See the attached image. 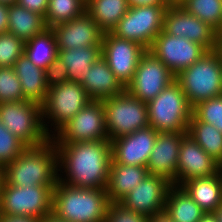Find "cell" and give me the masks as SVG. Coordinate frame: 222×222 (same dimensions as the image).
<instances>
[{
    "label": "cell",
    "instance_id": "obj_1",
    "mask_svg": "<svg viewBox=\"0 0 222 222\" xmlns=\"http://www.w3.org/2000/svg\"><path fill=\"white\" fill-rule=\"evenodd\" d=\"M54 144L58 171L64 168L66 174L63 178L58 174L60 182L76 188L106 189L112 160L110 140Z\"/></svg>",
    "mask_w": 222,
    "mask_h": 222
},
{
    "label": "cell",
    "instance_id": "obj_2",
    "mask_svg": "<svg viewBox=\"0 0 222 222\" xmlns=\"http://www.w3.org/2000/svg\"><path fill=\"white\" fill-rule=\"evenodd\" d=\"M58 172L57 148L50 138L41 145L27 146L4 167V178L15 187L56 186Z\"/></svg>",
    "mask_w": 222,
    "mask_h": 222
},
{
    "label": "cell",
    "instance_id": "obj_3",
    "mask_svg": "<svg viewBox=\"0 0 222 222\" xmlns=\"http://www.w3.org/2000/svg\"><path fill=\"white\" fill-rule=\"evenodd\" d=\"M109 203L106 189L76 188L58 180L52 214L66 222H105Z\"/></svg>",
    "mask_w": 222,
    "mask_h": 222
},
{
    "label": "cell",
    "instance_id": "obj_4",
    "mask_svg": "<svg viewBox=\"0 0 222 222\" xmlns=\"http://www.w3.org/2000/svg\"><path fill=\"white\" fill-rule=\"evenodd\" d=\"M188 103L193 108L200 102L222 95V63L215 50L206 53L190 67L175 76Z\"/></svg>",
    "mask_w": 222,
    "mask_h": 222
},
{
    "label": "cell",
    "instance_id": "obj_5",
    "mask_svg": "<svg viewBox=\"0 0 222 222\" xmlns=\"http://www.w3.org/2000/svg\"><path fill=\"white\" fill-rule=\"evenodd\" d=\"M192 110L175 80L147 102L148 124L157 132H188Z\"/></svg>",
    "mask_w": 222,
    "mask_h": 222
},
{
    "label": "cell",
    "instance_id": "obj_6",
    "mask_svg": "<svg viewBox=\"0 0 222 222\" xmlns=\"http://www.w3.org/2000/svg\"><path fill=\"white\" fill-rule=\"evenodd\" d=\"M91 101L89 95L79 82L67 81L55 85L48 89L46 99L41 105L42 122L45 132L51 137L52 134L64 125L68 120L74 117ZM45 117V119H44ZM49 120H48V119ZM54 127V131H49V125Z\"/></svg>",
    "mask_w": 222,
    "mask_h": 222
},
{
    "label": "cell",
    "instance_id": "obj_7",
    "mask_svg": "<svg viewBox=\"0 0 222 222\" xmlns=\"http://www.w3.org/2000/svg\"><path fill=\"white\" fill-rule=\"evenodd\" d=\"M102 104L110 141L149 126L147 103L133 97L126 89L103 100Z\"/></svg>",
    "mask_w": 222,
    "mask_h": 222
},
{
    "label": "cell",
    "instance_id": "obj_8",
    "mask_svg": "<svg viewBox=\"0 0 222 222\" xmlns=\"http://www.w3.org/2000/svg\"><path fill=\"white\" fill-rule=\"evenodd\" d=\"M0 122L26 146H38L50 139L43 127L41 105L37 103H0Z\"/></svg>",
    "mask_w": 222,
    "mask_h": 222
},
{
    "label": "cell",
    "instance_id": "obj_9",
    "mask_svg": "<svg viewBox=\"0 0 222 222\" xmlns=\"http://www.w3.org/2000/svg\"><path fill=\"white\" fill-rule=\"evenodd\" d=\"M167 6L168 4H154L129 7L111 33L121 39L136 42L148 50L163 30Z\"/></svg>",
    "mask_w": 222,
    "mask_h": 222
},
{
    "label": "cell",
    "instance_id": "obj_10",
    "mask_svg": "<svg viewBox=\"0 0 222 222\" xmlns=\"http://www.w3.org/2000/svg\"><path fill=\"white\" fill-rule=\"evenodd\" d=\"M55 186L37 185L15 187L5 181L0 192V210L3 214L44 218L52 214Z\"/></svg>",
    "mask_w": 222,
    "mask_h": 222
},
{
    "label": "cell",
    "instance_id": "obj_11",
    "mask_svg": "<svg viewBox=\"0 0 222 222\" xmlns=\"http://www.w3.org/2000/svg\"><path fill=\"white\" fill-rule=\"evenodd\" d=\"M50 138L54 143L109 140L102 101L91 100Z\"/></svg>",
    "mask_w": 222,
    "mask_h": 222
},
{
    "label": "cell",
    "instance_id": "obj_12",
    "mask_svg": "<svg viewBox=\"0 0 222 222\" xmlns=\"http://www.w3.org/2000/svg\"><path fill=\"white\" fill-rule=\"evenodd\" d=\"M175 81V75L149 50L141 56L132 81L125 89L143 102L154 99Z\"/></svg>",
    "mask_w": 222,
    "mask_h": 222
},
{
    "label": "cell",
    "instance_id": "obj_13",
    "mask_svg": "<svg viewBox=\"0 0 222 222\" xmlns=\"http://www.w3.org/2000/svg\"><path fill=\"white\" fill-rule=\"evenodd\" d=\"M148 50L162 61L175 76L193 65L207 51L198 43L169 35L163 30L155 37Z\"/></svg>",
    "mask_w": 222,
    "mask_h": 222
},
{
    "label": "cell",
    "instance_id": "obj_14",
    "mask_svg": "<svg viewBox=\"0 0 222 222\" xmlns=\"http://www.w3.org/2000/svg\"><path fill=\"white\" fill-rule=\"evenodd\" d=\"M163 31L198 43L207 51L214 50L216 47L218 32L180 5L167 6L163 17Z\"/></svg>",
    "mask_w": 222,
    "mask_h": 222
},
{
    "label": "cell",
    "instance_id": "obj_15",
    "mask_svg": "<svg viewBox=\"0 0 222 222\" xmlns=\"http://www.w3.org/2000/svg\"><path fill=\"white\" fill-rule=\"evenodd\" d=\"M146 50L142 45L116 37L111 32L103 35L102 57L124 87L132 81L140 58Z\"/></svg>",
    "mask_w": 222,
    "mask_h": 222
},
{
    "label": "cell",
    "instance_id": "obj_16",
    "mask_svg": "<svg viewBox=\"0 0 222 222\" xmlns=\"http://www.w3.org/2000/svg\"><path fill=\"white\" fill-rule=\"evenodd\" d=\"M173 183L164 177L148 174L131 192L119 203L125 208L147 217L165 209L167 195Z\"/></svg>",
    "mask_w": 222,
    "mask_h": 222
},
{
    "label": "cell",
    "instance_id": "obj_17",
    "mask_svg": "<svg viewBox=\"0 0 222 222\" xmlns=\"http://www.w3.org/2000/svg\"><path fill=\"white\" fill-rule=\"evenodd\" d=\"M221 169L222 166L210 157L189 134L182 138L176 171V186H181L188 180L213 176Z\"/></svg>",
    "mask_w": 222,
    "mask_h": 222
},
{
    "label": "cell",
    "instance_id": "obj_18",
    "mask_svg": "<svg viewBox=\"0 0 222 222\" xmlns=\"http://www.w3.org/2000/svg\"><path fill=\"white\" fill-rule=\"evenodd\" d=\"M58 50L102 46L104 32L85 11L79 17L51 27Z\"/></svg>",
    "mask_w": 222,
    "mask_h": 222
},
{
    "label": "cell",
    "instance_id": "obj_19",
    "mask_svg": "<svg viewBox=\"0 0 222 222\" xmlns=\"http://www.w3.org/2000/svg\"><path fill=\"white\" fill-rule=\"evenodd\" d=\"M157 134L148 126L111 140L112 159L123 165L147 167Z\"/></svg>",
    "mask_w": 222,
    "mask_h": 222
},
{
    "label": "cell",
    "instance_id": "obj_20",
    "mask_svg": "<svg viewBox=\"0 0 222 222\" xmlns=\"http://www.w3.org/2000/svg\"><path fill=\"white\" fill-rule=\"evenodd\" d=\"M187 132H158L147 162L148 173L166 178L175 185L179 151Z\"/></svg>",
    "mask_w": 222,
    "mask_h": 222
},
{
    "label": "cell",
    "instance_id": "obj_21",
    "mask_svg": "<svg viewBox=\"0 0 222 222\" xmlns=\"http://www.w3.org/2000/svg\"><path fill=\"white\" fill-rule=\"evenodd\" d=\"M79 83L90 99L95 101L114 97L125 90L103 57L91 65Z\"/></svg>",
    "mask_w": 222,
    "mask_h": 222
},
{
    "label": "cell",
    "instance_id": "obj_22",
    "mask_svg": "<svg viewBox=\"0 0 222 222\" xmlns=\"http://www.w3.org/2000/svg\"><path fill=\"white\" fill-rule=\"evenodd\" d=\"M148 169L136 165H123L111 160L106 187L109 202H119L148 175Z\"/></svg>",
    "mask_w": 222,
    "mask_h": 222
},
{
    "label": "cell",
    "instance_id": "obj_23",
    "mask_svg": "<svg viewBox=\"0 0 222 222\" xmlns=\"http://www.w3.org/2000/svg\"><path fill=\"white\" fill-rule=\"evenodd\" d=\"M13 68L21 83L24 100L42 105L49 89L45 70L33 64L25 54L16 60Z\"/></svg>",
    "mask_w": 222,
    "mask_h": 222
},
{
    "label": "cell",
    "instance_id": "obj_24",
    "mask_svg": "<svg viewBox=\"0 0 222 222\" xmlns=\"http://www.w3.org/2000/svg\"><path fill=\"white\" fill-rule=\"evenodd\" d=\"M181 187L205 213H213L222 203V169L213 176L188 180Z\"/></svg>",
    "mask_w": 222,
    "mask_h": 222
},
{
    "label": "cell",
    "instance_id": "obj_25",
    "mask_svg": "<svg viewBox=\"0 0 222 222\" xmlns=\"http://www.w3.org/2000/svg\"><path fill=\"white\" fill-rule=\"evenodd\" d=\"M48 29L45 17L32 12L18 3L9 4L8 32L24 42Z\"/></svg>",
    "mask_w": 222,
    "mask_h": 222
},
{
    "label": "cell",
    "instance_id": "obj_26",
    "mask_svg": "<svg viewBox=\"0 0 222 222\" xmlns=\"http://www.w3.org/2000/svg\"><path fill=\"white\" fill-rule=\"evenodd\" d=\"M164 210L173 222H199L206 214L181 186L176 185L168 191Z\"/></svg>",
    "mask_w": 222,
    "mask_h": 222
},
{
    "label": "cell",
    "instance_id": "obj_27",
    "mask_svg": "<svg viewBox=\"0 0 222 222\" xmlns=\"http://www.w3.org/2000/svg\"><path fill=\"white\" fill-rule=\"evenodd\" d=\"M128 0H90L86 12L104 32H112L129 10Z\"/></svg>",
    "mask_w": 222,
    "mask_h": 222
},
{
    "label": "cell",
    "instance_id": "obj_28",
    "mask_svg": "<svg viewBox=\"0 0 222 222\" xmlns=\"http://www.w3.org/2000/svg\"><path fill=\"white\" fill-rule=\"evenodd\" d=\"M68 68L69 81L80 82L91 65L102 57V46L58 50L57 55Z\"/></svg>",
    "mask_w": 222,
    "mask_h": 222
},
{
    "label": "cell",
    "instance_id": "obj_29",
    "mask_svg": "<svg viewBox=\"0 0 222 222\" xmlns=\"http://www.w3.org/2000/svg\"><path fill=\"white\" fill-rule=\"evenodd\" d=\"M187 134L222 166V132L209 123L199 121L192 114Z\"/></svg>",
    "mask_w": 222,
    "mask_h": 222
},
{
    "label": "cell",
    "instance_id": "obj_30",
    "mask_svg": "<svg viewBox=\"0 0 222 222\" xmlns=\"http://www.w3.org/2000/svg\"><path fill=\"white\" fill-rule=\"evenodd\" d=\"M24 54L37 67L46 69L58 55L55 36L51 28L25 42Z\"/></svg>",
    "mask_w": 222,
    "mask_h": 222
},
{
    "label": "cell",
    "instance_id": "obj_31",
    "mask_svg": "<svg viewBox=\"0 0 222 222\" xmlns=\"http://www.w3.org/2000/svg\"><path fill=\"white\" fill-rule=\"evenodd\" d=\"M86 11L84 0H48L45 22L48 28L70 21Z\"/></svg>",
    "mask_w": 222,
    "mask_h": 222
},
{
    "label": "cell",
    "instance_id": "obj_32",
    "mask_svg": "<svg viewBox=\"0 0 222 222\" xmlns=\"http://www.w3.org/2000/svg\"><path fill=\"white\" fill-rule=\"evenodd\" d=\"M180 6L217 32L221 29L222 0H185Z\"/></svg>",
    "mask_w": 222,
    "mask_h": 222
},
{
    "label": "cell",
    "instance_id": "obj_33",
    "mask_svg": "<svg viewBox=\"0 0 222 222\" xmlns=\"http://www.w3.org/2000/svg\"><path fill=\"white\" fill-rule=\"evenodd\" d=\"M24 101L21 83L13 67H0V103Z\"/></svg>",
    "mask_w": 222,
    "mask_h": 222
},
{
    "label": "cell",
    "instance_id": "obj_34",
    "mask_svg": "<svg viewBox=\"0 0 222 222\" xmlns=\"http://www.w3.org/2000/svg\"><path fill=\"white\" fill-rule=\"evenodd\" d=\"M192 114L222 132V95L198 103L193 107Z\"/></svg>",
    "mask_w": 222,
    "mask_h": 222
},
{
    "label": "cell",
    "instance_id": "obj_35",
    "mask_svg": "<svg viewBox=\"0 0 222 222\" xmlns=\"http://www.w3.org/2000/svg\"><path fill=\"white\" fill-rule=\"evenodd\" d=\"M25 42L7 32L0 34V67H14L16 60L24 54Z\"/></svg>",
    "mask_w": 222,
    "mask_h": 222
},
{
    "label": "cell",
    "instance_id": "obj_36",
    "mask_svg": "<svg viewBox=\"0 0 222 222\" xmlns=\"http://www.w3.org/2000/svg\"><path fill=\"white\" fill-rule=\"evenodd\" d=\"M27 146L0 122V165L16 159Z\"/></svg>",
    "mask_w": 222,
    "mask_h": 222
},
{
    "label": "cell",
    "instance_id": "obj_37",
    "mask_svg": "<svg viewBox=\"0 0 222 222\" xmlns=\"http://www.w3.org/2000/svg\"><path fill=\"white\" fill-rule=\"evenodd\" d=\"M105 222H149V217L125 208L119 202H110Z\"/></svg>",
    "mask_w": 222,
    "mask_h": 222
},
{
    "label": "cell",
    "instance_id": "obj_38",
    "mask_svg": "<svg viewBox=\"0 0 222 222\" xmlns=\"http://www.w3.org/2000/svg\"><path fill=\"white\" fill-rule=\"evenodd\" d=\"M48 88L69 81L68 68L57 56L45 69Z\"/></svg>",
    "mask_w": 222,
    "mask_h": 222
},
{
    "label": "cell",
    "instance_id": "obj_39",
    "mask_svg": "<svg viewBox=\"0 0 222 222\" xmlns=\"http://www.w3.org/2000/svg\"><path fill=\"white\" fill-rule=\"evenodd\" d=\"M16 3L43 17H45L48 7V0H17Z\"/></svg>",
    "mask_w": 222,
    "mask_h": 222
},
{
    "label": "cell",
    "instance_id": "obj_40",
    "mask_svg": "<svg viewBox=\"0 0 222 222\" xmlns=\"http://www.w3.org/2000/svg\"><path fill=\"white\" fill-rule=\"evenodd\" d=\"M9 4L0 2V34L8 32Z\"/></svg>",
    "mask_w": 222,
    "mask_h": 222
},
{
    "label": "cell",
    "instance_id": "obj_41",
    "mask_svg": "<svg viewBox=\"0 0 222 222\" xmlns=\"http://www.w3.org/2000/svg\"><path fill=\"white\" fill-rule=\"evenodd\" d=\"M40 218L25 215L3 214L1 222H39Z\"/></svg>",
    "mask_w": 222,
    "mask_h": 222
},
{
    "label": "cell",
    "instance_id": "obj_42",
    "mask_svg": "<svg viewBox=\"0 0 222 222\" xmlns=\"http://www.w3.org/2000/svg\"><path fill=\"white\" fill-rule=\"evenodd\" d=\"M129 6H142L154 4H167L164 0H128Z\"/></svg>",
    "mask_w": 222,
    "mask_h": 222
},
{
    "label": "cell",
    "instance_id": "obj_43",
    "mask_svg": "<svg viewBox=\"0 0 222 222\" xmlns=\"http://www.w3.org/2000/svg\"><path fill=\"white\" fill-rule=\"evenodd\" d=\"M149 222H173L170 216L164 211L149 217Z\"/></svg>",
    "mask_w": 222,
    "mask_h": 222
},
{
    "label": "cell",
    "instance_id": "obj_44",
    "mask_svg": "<svg viewBox=\"0 0 222 222\" xmlns=\"http://www.w3.org/2000/svg\"><path fill=\"white\" fill-rule=\"evenodd\" d=\"M220 58V61L222 63V35L217 33V41H216V47L214 49Z\"/></svg>",
    "mask_w": 222,
    "mask_h": 222
},
{
    "label": "cell",
    "instance_id": "obj_45",
    "mask_svg": "<svg viewBox=\"0 0 222 222\" xmlns=\"http://www.w3.org/2000/svg\"><path fill=\"white\" fill-rule=\"evenodd\" d=\"M199 222H217L213 213H206Z\"/></svg>",
    "mask_w": 222,
    "mask_h": 222
},
{
    "label": "cell",
    "instance_id": "obj_46",
    "mask_svg": "<svg viewBox=\"0 0 222 222\" xmlns=\"http://www.w3.org/2000/svg\"><path fill=\"white\" fill-rule=\"evenodd\" d=\"M39 222H66V221H62L58 218H56L53 214L46 216L44 218H41L39 220Z\"/></svg>",
    "mask_w": 222,
    "mask_h": 222
},
{
    "label": "cell",
    "instance_id": "obj_47",
    "mask_svg": "<svg viewBox=\"0 0 222 222\" xmlns=\"http://www.w3.org/2000/svg\"><path fill=\"white\" fill-rule=\"evenodd\" d=\"M213 214L216 217L217 222H222V203L216 208Z\"/></svg>",
    "mask_w": 222,
    "mask_h": 222
},
{
    "label": "cell",
    "instance_id": "obj_48",
    "mask_svg": "<svg viewBox=\"0 0 222 222\" xmlns=\"http://www.w3.org/2000/svg\"><path fill=\"white\" fill-rule=\"evenodd\" d=\"M4 181H5V178H4V166L0 165V192L2 190Z\"/></svg>",
    "mask_w": 222,
    "mask_h": 222
},
{
    "label": "cell",
    "instance_id": "obj_49",
    "mask_svg": "<svg viewBox=\"0 0 222 222\" xmlns=\"http://www.w3.org/2000/svg\"><path fill=\"white\" fill-rule=\"evenodd\" d=\"M168 5H180V0H164Z\"/></svg>",
    "mask_w": 222,
    "mask_h": 222
},
{
    "label": "cell",
    "instance_id": "obj_50",
    "mask_svg": "<svg viewBox=\"0 0 222 222\" xmlns=\"http://www.w3.org/2000/svg\"><path fill=\"white\" fill-rule=\"evenodd\" d=\"M17 0H0V2H4V3H7V4H12V3H15Z\"/></svg>",
    "mask_w": 222,
    "mask_h": 222
},
{
    "label": "cell",
    "instance_id": "obj_51",
    "mask_svg": "<svg viewBox=\"0 0 222 222\" xmlns=\"http://www.w3.org/2000/svg\"><path fill=\"white\" fill-rule=\"evenodd\" d=\"M218 34L222 35V27H221V29L219 30Z\"/></svg>",
    "mask_w": 222,
    "mask_h": 222
},
{
    "label": "cell",
    "instance_id": "obj_52",
    "mask_svg": "<svg viewBox=\"0 0 222 222\" xmlns=\"http://www.w3.org/2000/svg\"><path fill=\"white\" fill-rule=\"evenodd\" d=\"M2 215H3V213H2L1 210H0V222H1V217H2Z\"/></svg>",
    "mask_w": 222,
    "mask_h": 222
}]
</instances>
